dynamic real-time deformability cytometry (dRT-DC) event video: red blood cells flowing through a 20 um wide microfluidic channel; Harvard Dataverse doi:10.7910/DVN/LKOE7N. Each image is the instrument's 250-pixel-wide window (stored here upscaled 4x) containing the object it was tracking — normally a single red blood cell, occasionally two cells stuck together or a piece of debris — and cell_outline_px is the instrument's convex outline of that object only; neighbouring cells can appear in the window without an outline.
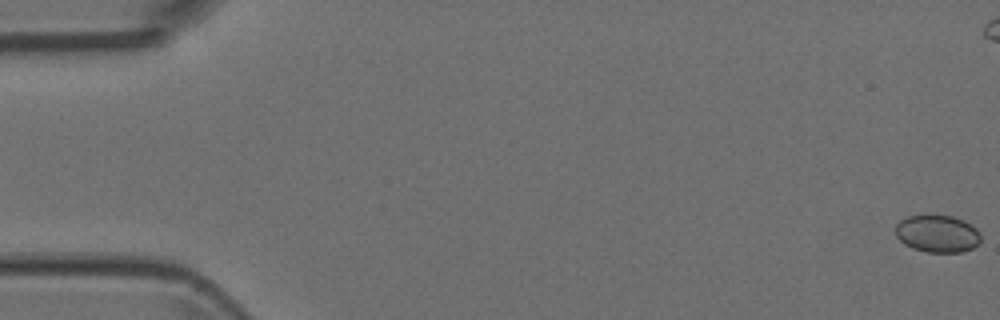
{"species": "Egyptian fruit bat (a non-hibernating species)", "species_latin": "Rousettus aegyptiacus", "temperature_condition": "room temperature", "stored_images_in_passage": 12, "camera_frame_rate_fps": 3000, "um_per_image_px": 0.085, "animal": {"sex": "female"}, "frame": {"image": 1, "passage_image": 1, "time_ms": 0.0, "image_size_px": [1000, 320], "cell_outline_px": [[980, 240], [972, 248], [960, 252], [924, 252], [912, 248], [904, 244], [896, 236], [896, 224], [900, 220], [908, 216], [952, 216], [964, 220], [976, 228], [980, 232]], "centroid_in_image_um": [79.67, 19.87], "position_along_channel_um": 5.3, "area_um2": 18.44}}
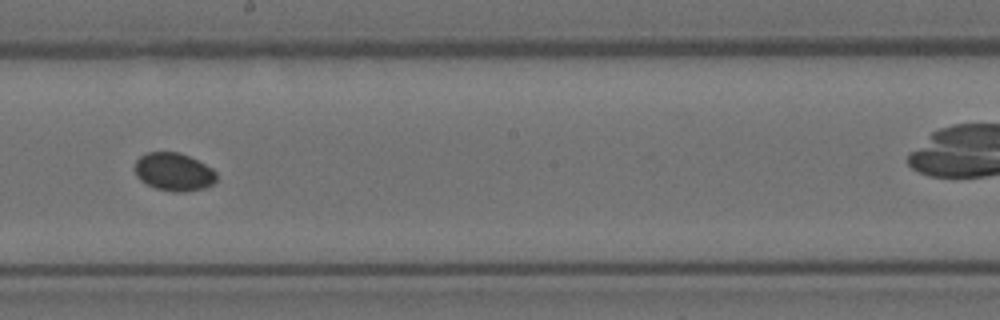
{"frame": {"image": 2, "passage_image": 9, "time_ms": 2.667, "image_size_px": [1000, 320], "cell_outline_px": [[216, 180], [212, 184], [204, 188], [184, 192], [172, 192], [156, 188], [140, 180], [136, 176], [136, 160], [140, 156], [148, 152], [180, 152], [212, 168], [216, 172]], "centroid_in_image_um": [14.78, 14.61], "position_along_channel_um": 233.4, "area_um2": 17.98}}